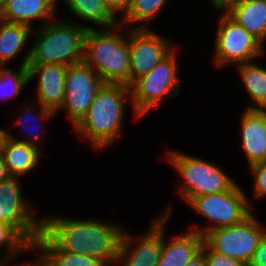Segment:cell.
Instances as JSON below:
<instances>
[{
    "label": "cell",
    "instance_id": "31",
    "mask_svg": "<svg viewBox=\"0 0 266 266\" xmlns=\"http://www.w3.org/2000/svg\"><path fill=\"white\" fill-rule=\"evenodd\" d=\"M247 266H266V233L261 238Z\"/></svg>",
    "mask_w": 266,
    "mask_h": 266
},
{
    "label": "cell",
    "instance_id": "35",
    "mask_svg": "<svg viewBox=\"0 0 266 266\" xmlns=\"http://www.w3.org/2000/svg\"><path fill=\"white\" fill-rule=\"evenodd\" d=\"M186 266H207L203 253L200 251Z\"/></svg>",
    "mask_w": 266,
    "mask_h": 266
},
{
    "label": "cell",
    "instance_id": "5",
    "mask_svg": "<svg viewBox=\"0 0 266 266\" xmlns=\"http://www.w3.org/2000/svg\"><path fill=\"white\" fill-rule=\"evenodd\" d=\"M167 152L165 160L183 180L178 195L186 203L195 197L223 193L236 183L219 165L181 151Z\"/></svg>",
    "mask_w": 266,
    "mask_h": 266
},
{
    "label": "cell",
    "instance_id": "10",
    "mask_svg": "<svg viewBox=\"0 0 266 266\" xmlns=\"http://www.w3.org/2000/svg\"><path fill=\"white\" fill-rule=\"evenodd\" d=\"M104 82L94 69L84 62L67 67L65 75V99L61 108L74 128L87 114L97 91Z\"/></svg>",
    "mask_w": 266,
    "mask_h": 266
},
{
    "label": "cell",
    "instance_id": "29",
    "mask_svg": "<svg viewBox=\"0 0 266 266\" xmlns=\"http://www.w3.org/2000/svg\"><path fill=\"white\" fill-rule=\"evenodd\" d=\"M249 170L254 184L252 197L257 200L266 197V160L250 165Z\"/></svg>",
    "mask_w": 266,
    "mask_h": 266
},
{
    "label": "cell",
    "instance_id": "38",
    "mask_svg": "<svg viewBox=\"0 0 266 266\" xmlns=\"http://www.w3.org/2000/svg\"><path fill=\"white\" fill-rule=\"evenodd\" d=\"M7 0H0V11L3 9L5 6Z\"/></svg>",
    "mask_w": 266,
    "mask_h": 266
},
{
    "label": "cell",
    "instance_id": "28",
    "mask_svg": "<svg viewBox=\"0 0 266 266\" xmlns=\"http://www.w3.org/2000/svg\"><path fill=\"white\" fill-rule=\"evenodd\" d=\"M20 178L11 176L0 182V203L5 206H34L33 202H28L22 193ZM24 197V198H23ZM32 203V204H31Z\"/></svg>",
    "mask_w": 266,
    "mask_h": 266
},
{
    "label": "cell",
    "instance_id": "22",
    "mask_svg": "<svg viewBox=\"0 0 266 266\" xmlns=\"http://www.w3.org/2000/svg\"><path fill=\"white\" fill-rule=\"evenodd\" d=\"M47 266H107L103 261L86 255L59 250L42 232L33 244Z\"/></svg>",
    "mask_w": 266,
    "mask_h": 266
},
{
    "label": "cell",
    "instance_id": "17",
    "mask_svg": "<svg viewBox=\"0 0 266 266\" xmlns=\"http://www.w3.org/2000/svg\"><path fill=\"white\" fill-rule=\"evenodd\" d=\"M41 150L28 143L5 136L0 147V154L9 174L20 178V176L30 173L37 167L41 157Z\"/></svg>",
    "mask_w": 266,
    "mask_h": 266
},
{
    "label": "cell",
    "instance_id": "36",
    "mask_svg": "<svg viewBox=\"0 0 266 266\" xmlns=\"http://www.w3.org/2000/svg\"><path fill=\"white\" fill-rule=\"evenodd\" d=\"M11 175L8 172L7 166L4 164L3 157L0 154V182L7 180Z\"/></svg>",
    "mask_w": 266,
    "mask_h": 266
},
{
    "label": "cell",
    "instance_id": "32",
    "mask_svg": "<svg viewBox=\"0 0 266 266\" xmlns=\"http://www.w3.org/2000/svg\"><path fill=\"white\" fill-rule=\"evenodd\" d=\"M131 0H104L106 7L116 17L121 19L129 9Z\"/></svg>",
    "mask_w": 266,
    "mask_h": 266
},
{
    "label": "cell",
    "instance_id": "23",
    "mask_svg": "<svg viewBox=\"0 0 266 266\" xmlns=\"http://www.w3.org/2000/svg\"><path fill=\"white\" fill-rule=\"evenodd\" d=\"M33 29L27 25L0 19V66H6L29 43Z\"/></svg>",
    "mask_w": 266,
    "mask_h": 266
},
{
    "label": "cell",
    "instance_id": "3",
    "mask_svg": "<svg viewBox=\"0 0 266 266\" xmlns=\"http://www.w3.org/2000/svg\"><path fill=\"white\" fill-rule=\"evenodd\" d=\"M88 28L69 18H58L33 29L35 38L23 55L20 66L60 64L71 66L83 62Z\"/></svg>",
    "mask_w": 266,
    "mask_h": 266
},
{
    "label": "cell",
    "instance_id": "21",
    "mask_svg": "<svg viewBox=\"0 0 266 266\" xmlns=\"http://www.w3.org/2000/svg\"><path fill=\"white\" fill-rule=\"evenodd\" d=\"M36 210L33 206H5L0 203V222L12 225L33 245L42 230V216Z\"/></svg>",
    "mask_w": 266,
    "mask_h": 266
},
{
    "label": "cell",
    "instance_id": "9",
    "mask_svg": "<svg viewBox=\"0 0 266 266\" xmlns=\"http://www.w3.org/2000/svg\"><path fill=\"white\" fill-rule=\"evenodd\" d=\"M264 226L252 213L243 222L207 233L204 242L212 250L248 264L266 233Z\"/></svg>",
    "mask_w": 266,
    "mask_h": 266
},
{
    "label": "cell",
    "instance_id": "6",
    "mask_svg": "<svg viewBox=\"0 0 266 266\" xmlns=\"http://www.w3.org/2000/svg\"><path fill=\"white\" fill-rule=\"evenodd\" d=\"M178 47H175L146 75L135 80L129 87L134 119L137 121L159 106L163 98L173 99L180 95L178 73Z\"/></svg>",
    "mask_w": 266,
    "mask_h": 266
},
{
    "label": "cell",
    "instance_id": "25",
    "mask_svg": "<svg viewBox=\"0 0 266 266\" xmlns=\"http://www.w3.org/2000/svg\"><path fill=\"white\" fill-rule=\"evenodd\" d=\"M168 1L169 0H131L129 9L121 20H119V24L123 25L124 28H149L150 26L146 24H149L159 16V13L163 10Z\"/></svg>",
    "mask_w": 266,
    "mask_h": 266
},
{
    "label": "cell",
    "instance_id": "18",
    "mask_svg": "<svg viewBox=\"0 0 266 266\" xmlns=\"http://www.w3.org/2000/svg\"><path fill=\"white\" fill-rule=\"evenodd\" d=\"M225 13L263 45L265 44L266 0H240Z\"/></svg>",
    "mask_w": 266,
    "mask_h": 266
},
{
    "label": "cell",
    "instance_id": "39",
    "mask_svg": "<svg viewBox=\"0 0 266 266\" xmlns=\"http://www.w3.org/2000/svg\"><path fill=\"white\" fill-rule=\"evenodd\" d=\"M3 261H4L3 259H0V266H2Z\"/></svg>",
    "mask_w": 266,
    "mask_h": 266
},
{
    "label": "cell",
    "instance_id": "12",
    "mask_svg": "<svg viewBox=\"0 0 266 266\" xmlns=\"http://www.w3.org/2000/svg\"><path fill=\"white\" fill-rule=\"evenodd\" d=\"M143 234L135 237L125 229L115 266H157L163 245V216L158 214Z\"/></svg>",
    "mask_w": 266,
    "mask_h": 266
},
{
    "label": "cell",
    "instance_id": "2",
    "mask_svg": "<svg viewBox=\"0 0 266 266\" xmlns=\"http://www.w3.org/2000/svg\"><path fill=\"white\" fill-rule=\"evenodd\" d=\"M130 87L104 83L97 91L87 114L73 128L79 139H86L93 149L104 150L122 135Z\"/></svg>",
    "mask_w": 266,
    "mask_h": 266
},
{
    "label": "cell",
    "instance_id": "27",
    "mask_svg": "<svg viewBox=\"0 0 266 266\" xmlns=\"http://www.w3.org/2000/svg\"><path fill=\"white\" fill-rule=\"evenodd\" d=\"M29 85L28 68L19 66L17 71L8 66H0V101L20 95Z\"/></svg>",
    "mask_w": 266,
    "mask_h": 266
},
{
    "label": "cell",
    "instance_id": "13",
    "mask_svg": "<svg viewBox=\"0 0 266 266\" xmlns=\"http://www.w3.org/2000/svg\"><path fill=\"white\" fill-rule=\"evenodd\" d=\"M29 83L37 79L36 103L57 112L65 99L67 66L60 64H27Z\"/></svg>",
    "mask_w": 266,
    "mask_h": 266
},
{
    "label": "cell",
    "instance_id": "16",
    "mask_svg": "<svg viewBox=\"0 0 266 266\" xmlns=\"http://www.w3.org/2000/svg\"><path fill=\"white\" fill-rule=\"evenodd\" d=\"M241 118V143L248 166L266 160V110L245 109Z\"/></svg>",
    "mask_w": 266,
    "mask_h": 266
},
{
    "label": "cell",
    "instance_id": "19",
    "mask_svg": "<svg viewBox=\"0 0 266 266\" xmlns=\"http://www.w3.org/2000/svg\"><path fill=\"white\" fill-rule=\"evenodd\" d=\"M21 109H22L21 110L22 112H20L21 114L19 113V115L14 119L15 120L14 124L20 125L19 128H17L18 131L21 134L23 133L26 136L22 139H19L20 136L17 138L16 136H13L11 134V132H8L7 130H6V136H8L14 140L28 143V144L33 145V146L37 147L38 149H40L41 144H39L38 142L40 141V139H42V137H43L42 134L44 133L43 131L45 130V129H43V127H44L43 122L46 123V121H48L49 119L51 120V117L53 118V116L56 115V113L43 107V106H41L39 103H35V104L34 103L29 104L28 103L25 105L21 104ZM34 122H35V124L38 123L39 126L38 125L35 126ZM26 123L28 124V126ZM29 124L30 125L33 124L34 125V126L32 125L33 128L37 129L34 133H33L34 129H32L33 131L28 130L29 126H30ZM26 138H27V140H26Z\"/></svg>",
    "mask_w": 266,
    "mask_h": 266
},
{
    "label": "cell",
    "instance_id": "1",
    "mask_svg": "<svg viewBox=\"0 0 266 266\" xmlns=\"http://www.w3.org/2000/svg\"><path fill=\"white\" fill-rule=\"evenodd\" d=\"M125 229L118 222L85 218L42 217L41 232L59 249L95 257L114 266Z\"/></svg>",
    "mask_w": 266,
    "mask_h": 266
},
{
    "label": "cell",
    "instance_id": "11",
    "mask_svg": "<svg viewBox=\"0 0 266 266\" xmlns=\"http://www.w3.org/2000/svg\"><path fill=\"white\" fill-rule=\"evenodd\" d=\"M150 28H128L130 53L129 86L148 74L176 46Z\"/></svg>",
    "mask_w": 266,
    "mask_h": 266
},
{
    "label": "cell",
    "instance_id": "4",
    "mask_svg": "<svg viewBox=\"0 0 266 266\" xmlns=\"http://www.w3.org/2000/svg\"><path fill=\"white\" fill-rule=\"evenodd\" d=\"M123 27L118 24L111 28L88 29L83 62L94 69L104 83L129 86L128 28H125L127 33H122Z\"/></svg>",
    "mask_w": 266,
    "mask_h": 266
},
{
    "label": "cell",
    "instance_id": "26",
    "mask_svg": "<svg viewBox=\"0 0 266 266\" xmlns=\"http://www.w3.org/2000/svg\"><path fill=\"white\" fill-rule=\"evenodd\" d=\"M2 247L5 248L4 253L1 251ZM32 248L33 245L16 228L0 222V259L15 261L18 256L30 252Z\"/></svg>",
    "mask_w": 266,
    "mask_h": 266
},
{
    "label": "cell",
    "instance_id": "14",
    "mask_svg": "<svg viewBox=\"0 0 266 266\" xmlns=\"http://www.w3.org/2000/svg\"><path fill=\"white\" fill-rule=\"evenodd\" d=\"M172 210V207L168 205L159 213L163 216V245L157 266H186L200 252L204 242L201 234L191 230L175 234L172 240H167V223L172 217Z\"/></svg>",
    "mask_w": 266,
    "mask_h": 266
},
{
    "label": "cell",
    "instance_id": "7",
    "mask_svg": "<svg viewBox=\"0 0 266 266\" xmlns=\"http://www.w3.org/2000/svg\"><path fill=\"white\" fill-rule=\"evenodd\" d=\"M239 184L235 183L228 191L192 198L187 204L209 221V226H192L191 231L203 237L218 228L243 222L252 214V202ZM251 209V210H250Z\"/></svg>",
    "mask_w": 266,
    "mask_h": 266
},
{
    "label": "cell",
    "instance_id": "34",
    "mask_svg": "<svg viewBox=\"0 0 266 266\" xmlns=\"http://www.w3.org/2000/svg\"><path fill=\"white\" fill-rule=\"evenodd\" d=\"M36 256V259L32 262L30 261V264L27 263V264H21L22 266H47V263L45 262V260L39 255V253L37 252V255H34ZM10 261L12 260H4L3 263H2V266H7L8 264H10ZM19 265V266H21Z\"/></svg>",
    "mask_w": 266,
    "mask_h": 266
},
{
    "label": "cell",
    "instance_id": "30",
    "mask_svg": "<svg viewBox=\"0 0 266 266\" xmlns=\"http://www.w3.org/2000/svg\"><path fill=\"white\" fill-rule=\"evenodd\" d=\"M206 260L207 266H247L243 261L218 253L203 242L200 250Z\"/></svg>",
    "mask_w": 266,
    "mask_h": 266
},
{
    "label": "cell",
    "instance_id": "33",
    "mask_svg": "<svg viewBox=\"0 0 266 266\" xmlns=\"http://www.w3.org/2000/svg\"><path fill=\"white\" fill-rule=\"evenodd\" d=\"M240 0H209L213 10L221 13L226 12L232 5L237 4Z\"/></svg>",
    "mask_w": 266,
    "mask_h": 266
},
{
    "label": "cell",
    "instance_id": "37",
    "mask_svg": "<svg viewBox=\"0 0 266 266\" xmlns=\"http://www.w3.org/2000/svg\"><path fill=\"white\" fill-rule=\"evenodd\" d=\"M5 136H6V130L0 127V147L2 146Z\"/></svg>",
    "mask_w": 266,
    "mask_h": 266
},
{
    "label": "cell",
    "instance_id": "8",
    "mask_svg": "<svg viewBox=\"0 0 266 266\" xmlns=\"http://www.w3.org/2000/svg\"><path fill=\"white\" fill-rule=\"evenodd\" d=\"M214 41L213 62L216 66L254 62L265 55L264 45L225 12H221Z\"/></svg>",
    "mask_w": 266,
    "mask_h": 266
},
{
    "label": "cell",
    "instance_id": "20",
    "mask_svg": "<svg viewBox=\"0 0 266 266\" xmlns=\"http://www.w3.org/2000/svg\"><path fill=\"white\" fill-rule=\"evenodd\" d=\"M70 14L84 20L88 29L111 28L119 24L116 18L106 7L104 0H62ZM94 25V26H92ZM99 26V27H98Z\"/></svg>",
    "mask_w": 266,
    "mask_h": 266
},
{
    "label": "cell",
    "instance_id": "15",
    "mask_svg": "<svg viewBox=\"0 0 266 266\" xmlns=\"http://www.w3.org/2000/svg\"><path fill=\"white\" fill-rule=\"evenodd\" d=\"M59 0H7L0 11V19L6 22L33 26V21L38 20L42 26L58 17Z\"/></svg>",
    "mask_w": 266,
    "mask_h": 266
},
{
    "label": "cell",
    "instance_id": "24",
    "mask_svg": "<svg viewBox=\"0 0 266 266\" xmlns=\"http://www.w3.org/2000/svg\"><path fill=\"white\" fill-rule=\"evenodd\" d=\"M250 101L246 109L266 110V68L257 63L235 66Z\"/></svg>",
    "mask_w": 266,
    "mask_h": 266
}]
</instances>
